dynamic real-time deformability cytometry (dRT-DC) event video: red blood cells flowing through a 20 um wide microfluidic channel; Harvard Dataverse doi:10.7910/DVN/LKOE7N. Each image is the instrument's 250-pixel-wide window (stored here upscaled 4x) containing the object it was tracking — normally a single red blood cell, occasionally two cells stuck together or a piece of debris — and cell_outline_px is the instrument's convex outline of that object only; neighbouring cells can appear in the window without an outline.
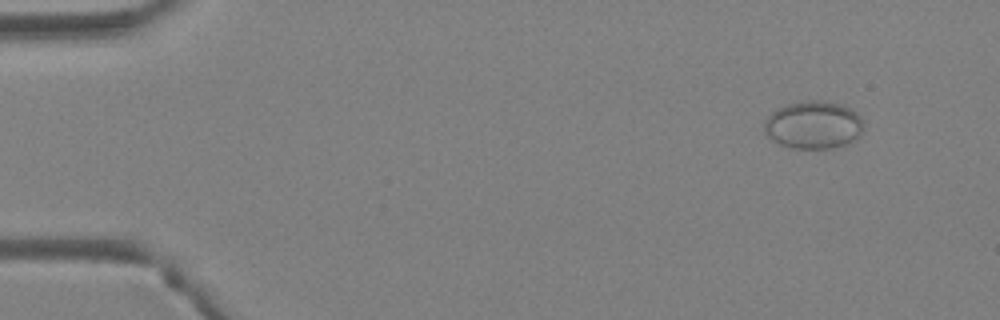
{"species": "Egyptian fruit bat (a non-hibernating species)", "species_latin": "Rousettus aegyptiacus", "temperature_condition": "warm", "stored_images_in_passage": 4, "camera_frame_rate_fps": 3000, "um_per_image_px": 0.085, "animal": {"sex": "female"}, "frame": {"image": 1, "passage_image": 1, "time_ms": 0.0, "image_size_px": [1000, 320], "cell_outline_px": [[864, 124], [860, 136], [848, 144], [832, 148], [792, 148], [780, 144], [772, 140], [764, 132], [764, 120], [772, 112], [788, 104], [812, 100], [824, 100], [848, 108], [860, 116], [864, 120]], "centroid_in_image_um": [69.15, 10.64], "position_along_channel_um": 15.9, "area_um2": 27.57}}